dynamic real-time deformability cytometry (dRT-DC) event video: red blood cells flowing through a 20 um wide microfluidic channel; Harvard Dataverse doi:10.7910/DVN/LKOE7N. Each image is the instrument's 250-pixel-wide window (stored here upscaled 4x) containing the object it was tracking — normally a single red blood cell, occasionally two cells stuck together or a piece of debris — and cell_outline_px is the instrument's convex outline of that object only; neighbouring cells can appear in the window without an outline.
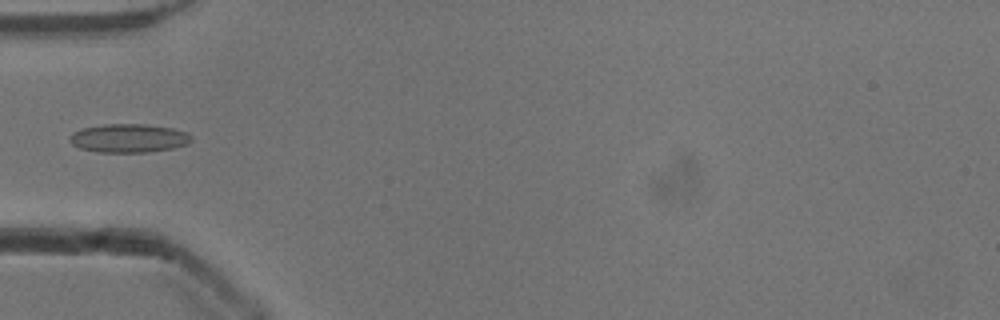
{"species": "common noctule bat (a hibernating species)", "species_latin": "Nyctalus noctula", "temperature_condition": "cold", "stored_images_in_passage": 5, "camera_frame_rate_fps": 3000, "um_per_image_px": 0.085, "animal": {"sex": "male", "body_mass_g": 13.3}, "frame": {"image": 1, "passage_image": 4, "time_ms": 1.0, "image_size_px": [1000, 320], "cell_outline_px": [[192, 140], [188, 144], [172, 148], [148, 152], [96, 152], [80, 148], [72, 144], [72, 132], [80, 128], [104, 124], [144, 124], [172, 128], [184, 132], [192, 136]], "centroid_in_image_um": [10.94, 11.74], "position_along_channel_um": 74.1, "area_um2": 20.17}}
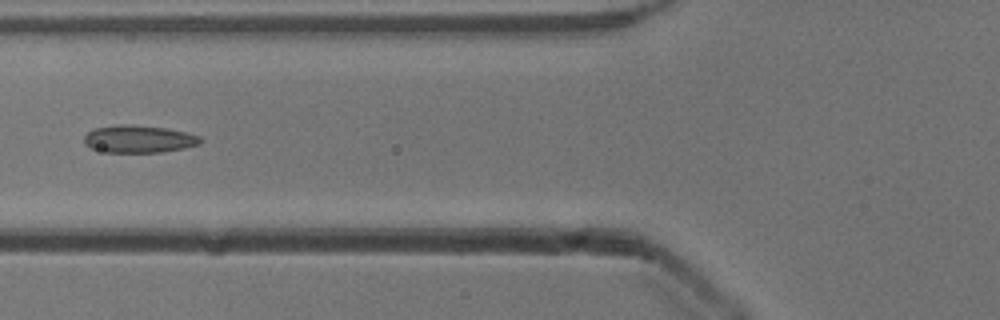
{"frame": {"image": 2, "passage_image": 5, "time_ms": 1.333, "image_size_px": [1000, 320], "cell_outline_px": [[204, 140], [200, 144], [184, 148], [164, 152], [108, 152], [92, 148], [84, 144], [84, 136], [88, 132], [96, 128], [120, 124], [132, 124], [168, 128], [200, 136]], "centroid_in_image_um": [11.83, 11.81], "position_along_channel_um": 114.0, "area_um2": 18.67}}